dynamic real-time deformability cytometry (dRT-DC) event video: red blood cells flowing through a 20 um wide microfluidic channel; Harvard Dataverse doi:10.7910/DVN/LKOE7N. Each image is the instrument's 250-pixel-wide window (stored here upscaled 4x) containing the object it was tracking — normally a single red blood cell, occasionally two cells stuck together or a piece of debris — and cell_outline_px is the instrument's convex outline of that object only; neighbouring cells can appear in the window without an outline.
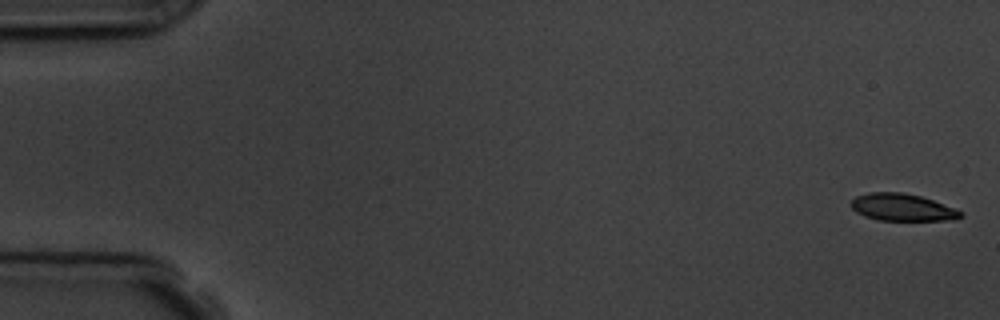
{"species": "common noctule bat (a hibernating species)", "species_latin": "Nyctalus noctula", "temperature_condition": "room temperature", "stored_images_in_passage": 4, "camera_frame_rate_fps": 3000, "um_per_image_px": 0.085, "animal": {"sex": "male", "body_mass_g": 19.5, "forearm_length_mm": 54.6}, "frame": {"image": 1, "passage_image": 1, "time_ms": 0.0, "image_size_px": [1000, 320], "cell_outline_px": [[964, 216], [956, 220], [880, 220], [864, 216], [856, 212], [852, 208], [852, 200], [856, 196], [868, 192], [900, 192], [920, 196], [956, 208], [964, 212]], "centroid_in_image_um": [76.74, 17.63], "position_along_channel_um": 8.3, "area_um2": 17.4}}
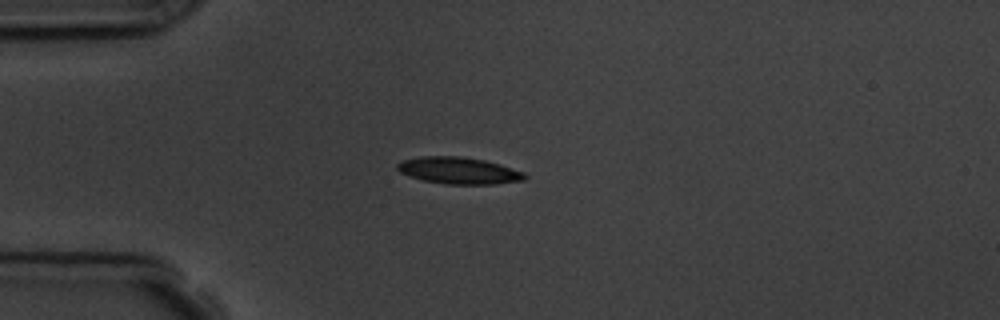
{"frame": {"image": 2, "passage_image": 4, "time_ms": 4.333, "image_size_px": [1000, 320], "cell_outline_px": [[528, 176], [524, 180], [496, 184], [444, 184], [424, 180], [408, 176], [400, 172], [396, 168], [396, 164], [404, 160], [420, 156], [460, 156], [484, 160], [500, 164], [524, 172]], "centroid_in_image_um": [39.0, 14.5], "position_along_channel_um": 46.0, "area_um2": 19.94}}